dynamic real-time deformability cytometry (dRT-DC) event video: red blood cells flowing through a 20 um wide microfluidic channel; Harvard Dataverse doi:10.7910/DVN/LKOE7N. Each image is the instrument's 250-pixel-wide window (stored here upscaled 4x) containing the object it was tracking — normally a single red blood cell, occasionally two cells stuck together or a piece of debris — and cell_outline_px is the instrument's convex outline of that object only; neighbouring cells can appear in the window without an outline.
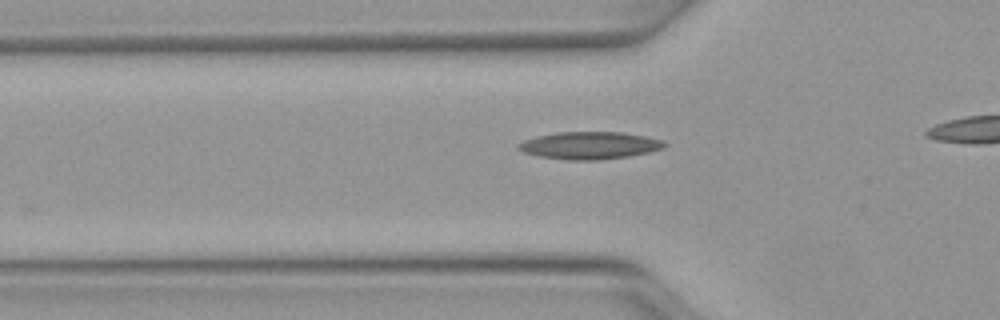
{"species": "Egyptian fruit bat (a non-hibernating species)", "species_latin": "Rousettus aegyptiacus", "temperature_condition": "warm", "stored_images_in_passage": 28, "camera_frame_rate_fps": 3000, "um_per_image_px": 0.085, "animal": {"sex": "female"}, "frame": {"image": 1, "passage_image": 4, "time_ms": 1.0, "image_size_px": [1000, 320], "cell_outline_px": [[668, 144], [664, 148], [648, 152], [628, 156], [600, 160], [568, 160], [540, 156], [524, 152], [516, 148], [516, 144], [524, 140], [536, 136], [556, 132], [620, 132], [644, 136], [664, 140]], "centroid_in_image_um": [50.11, 12.36], "position_along_channel_um": 75.7, "area_um2": 23.35}}
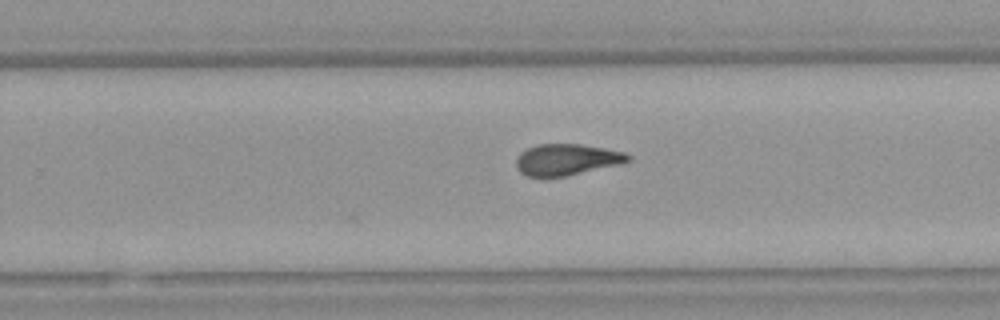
{"frame": {"image": 2, "passage_image": 19, "time_ms": 6.0, "image_size_px": [1000, 320], "cell_outline_px": [[632, 160], [616, 164], [564, 176], [544, 180], [528, 176], [520, 172], [516, 168], [516, 156], [520, 152], [536, 144], [580, 144], [604, 148], [624, 152], [632, 156]], "centroid_in_image_um": [48.08, 13.58], "position_along_channel_um": 281.7, "area_um2": 20.63}}
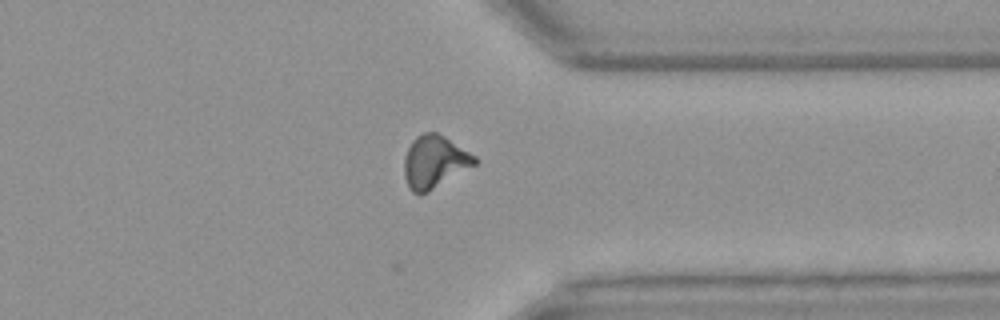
{"frame": {"image": 3, "passage_image": 26, "time_ms": 8.333, "image_size_px": [1000, 320], "cell_outline_px": [[476, 164], [428, 192], [420, 196], [412, 192], [404, 176], [404, 160], [408, 148], [412, 140], [416, 136], [424, 132], [436, 132], [444, 136], [476, 156]], "centroid_in_image_um": [36.91, 13.76], "position_along_channel_um": 374.5, "area_um2": 21.5}}